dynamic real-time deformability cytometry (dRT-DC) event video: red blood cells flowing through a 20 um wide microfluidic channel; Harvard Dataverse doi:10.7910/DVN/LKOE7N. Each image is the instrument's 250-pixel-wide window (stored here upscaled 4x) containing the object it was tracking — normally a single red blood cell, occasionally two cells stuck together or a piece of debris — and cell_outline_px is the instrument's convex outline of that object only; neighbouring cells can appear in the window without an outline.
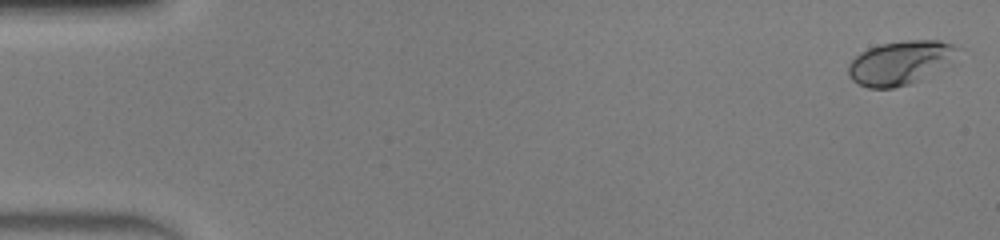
{"species": "human", "species_latin": "Homo sapiens", "temperature_condition": "warm", "stored_images_in_passage": 50, "camera_frame_rate_fps": 3000, "um_per_image_px": 0.085, "donor": {"sex": "male"}, "frame": {"image": 1, "passage_image": 2, "time_ms": 0.333, "image_size_px": [1000, 240], "cell_outline_px": [[956, 48], [948, 60], [916, 80], [908, 84], [892, 88], [868, 88], [852, 80], [848, 76], [848, 64], [860, 52], [868, 48], [880, 44], [908, 40], [940, 40], [952, 44]], "centroid_in_image_um": [76.34, 5.32], "position_along_channel_um": 8.7, "area_um2": 26.59}}
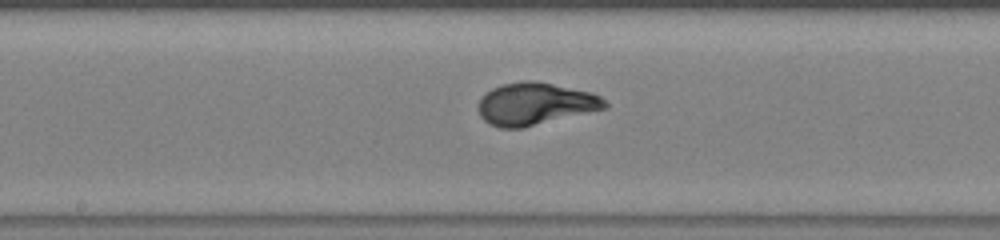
{"frame": {"image": 2, "passage_image": 27, "time_ms": 8.667, "image_size_px": [1000, 240], "cell_outline_px": [[608, 108], [524, 128], [500, 128], [488, 124], [480, 116], [476, 108], [480, 96], [492, 88], [504, 84], [524, 80], [536, 80], [592, 92], [600, 96], [608, 104]], "centroid_in_image_um": [45.47, 8.83], "position_along_channel_um": 202.7, "area_um2": 31.73}}
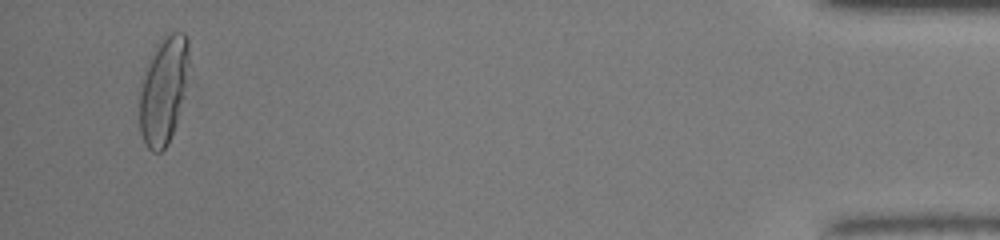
{"frame": {"image": 3, "passage_image": 48, "time_ms": 15.667, "image_size_px": [1000, 240], "cell_outline_px": [[188, 64], [184, 96], [176, 124], [168, 144], [160, 152], [152, 152], [148, 148], [140, 132], [140, 80], [148, 60], [156, 44], [172, 32], [184, 32], [188, 40]], "centroid_in_image_um": [13.88, 7.67], "position_along_channel_um": 421.3, "area_um2": 30.92}}